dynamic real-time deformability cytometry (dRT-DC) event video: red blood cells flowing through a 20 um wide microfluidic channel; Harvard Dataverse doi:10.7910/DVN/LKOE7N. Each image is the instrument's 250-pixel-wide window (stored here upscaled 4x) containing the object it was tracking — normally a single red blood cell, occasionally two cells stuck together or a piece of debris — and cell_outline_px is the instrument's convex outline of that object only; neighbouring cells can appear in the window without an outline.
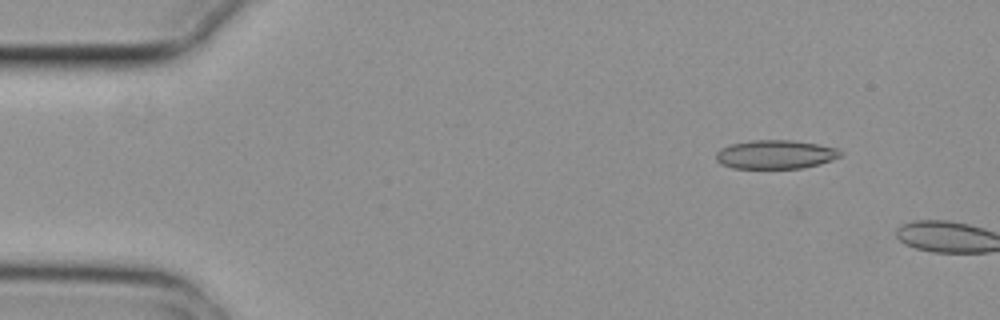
{"species": "common noctule bat (a hibernating species)", "species_latin": "Nyctalus noctula", "temperature_condition": "cold", "stored_images_in_passage": 3, "camera_frame_rate_fps": 3000, "um_per_image_px": 0.085, "animal": {"sex": "female", "body_mass_g": 29.2, "forearm_length_mm": 56.3}, "frame": {"image": 1, "passage_image": 2, "time_ms": 0.333, "image_size_px": [1000, 320], "cell_outline_px": [[844, 152], [840, 156], [832, 160], [820, 164], [804, 168], [732, 168], [720, 164], [716, 160], [716, 152], [720, 148], [732, 144], [752, 140], [792, 140], [840, 148]], "centroid_in_image_um": [65.94, 13.13], "position_along_channel_um": 19.1, "area_um2": 21.04}}